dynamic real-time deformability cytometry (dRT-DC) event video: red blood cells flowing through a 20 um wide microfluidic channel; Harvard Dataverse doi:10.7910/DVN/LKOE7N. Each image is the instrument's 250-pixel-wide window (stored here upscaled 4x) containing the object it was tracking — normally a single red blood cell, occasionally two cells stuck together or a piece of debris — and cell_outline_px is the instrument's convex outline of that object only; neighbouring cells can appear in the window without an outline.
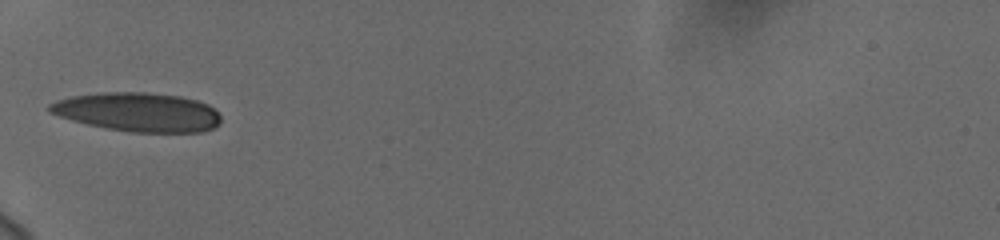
{"species": "human", "species_latin": "Homo sapiens", "temperature_condition": "cold", "stored_images_in_passage": 16, "camera_frame_rate_fps": 3000, "um_per_image_px": 0.085, "donor": {"sex": "female"}, "frame": {"image": 1, "passage_image": 1, "time_ms": 0.0, "image_size_px": [1000, 240], "cell_outline_px": [[220, 124], [212, 128], [200, 132], [132, 132], [108, 128], [88, 124], [72, 120], [48, 112], [48, 104], [56, 100], [72, 96], [104, 92], [144, 92], [180, 96], [196, 100], [208, 104], [220, 116]], "centroid_in_image_um": [11.71, 9.52], "position_along_channel_um": 73.3, "area_um2": 38.67}}
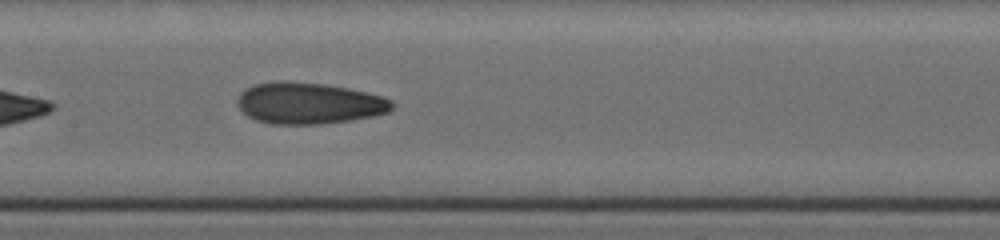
{"frame": {"image": 2, "passage_image": 10, "time_ms": 3.0, "image_size_px": [1000, 240], "cell_outline_px": [[396, 104], [388, 112], [372, 116], [348, 120], [320, 124], [272, 124], [256, 120], [248, 116], [236, 104], [236, 100], [240, 92], [256, 84], [272, 80], [288, 80], [324, 84], [348, 88], [384, 96], [392, 100]], "centroid_in_image_um": [26.25, 8.76], "position_along_channel_um": 181.2, "area_um2": 37.57}}
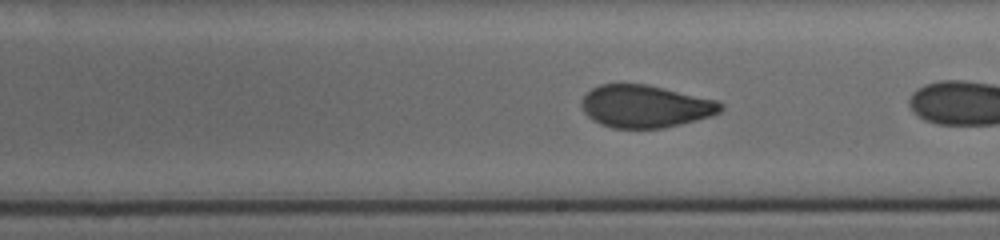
{"frame": {"image": 3, "passage_image": 12, "time_ms": 3.667, "image_size_px": [1000, 240], "cell_outline_px": [[724, 108], [720, 112], [712, 116], [680, 124], [660, 128], [612, 128], [600, 124], [592, 120], [584, 112], [580, 104], [580, 100], [592, 88], [600, 84], [648, 84], [716, 100], [724, 104]], "centroid_in_image_um": [54.84, 9.04], "position_along_channel_um": 234.2, "area_um2": 34.56}}